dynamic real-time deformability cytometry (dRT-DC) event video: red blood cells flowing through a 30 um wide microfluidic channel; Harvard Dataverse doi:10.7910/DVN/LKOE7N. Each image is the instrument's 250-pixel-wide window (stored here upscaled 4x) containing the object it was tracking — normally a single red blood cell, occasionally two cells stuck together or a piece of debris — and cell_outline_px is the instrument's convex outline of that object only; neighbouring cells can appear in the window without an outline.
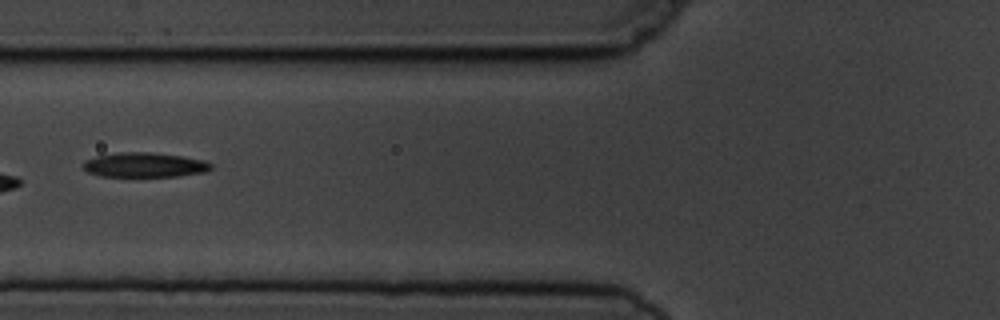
{"species": "common noctule bat (a hibernating species)", "species_latin": "Nyctalus noctula", "temperature_condition": "cold", "stored_images_in_passage": 8, "camera_frame_rate_fps": 3000, "um_per_image_px": 0.085, "animal": {"sex": "male", "body_mass_g": 19.5, "forearm_length_mm": 54.6}, "frame": {"image": 1, "passage_image": 7, "time_ms": 7.0, "image_size_px": [1000, 320], "cell_outline_px": [[212, 168], [208, 172], [180, 176], [100, 176], [88, 172], [80, 164], [84, 160], [96, 156], [120, 152], [148, 152], [180, 156], [204, 160], [212, 164]], "centroid_in_image_um": [12.28, 14.02], "position_along_channel_um": 113.5, "area_um2": 18.44}}
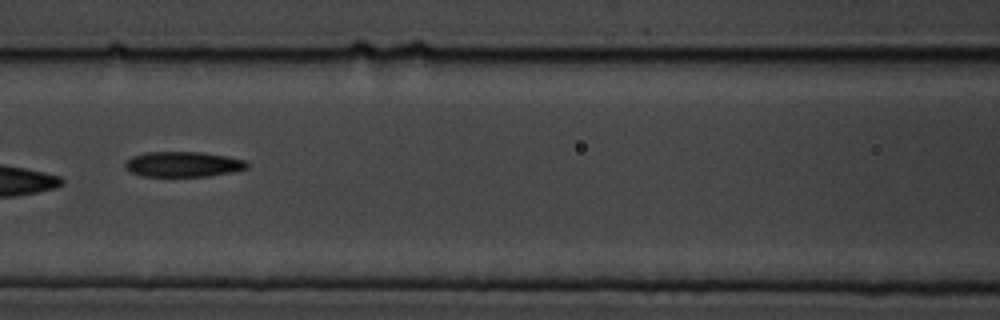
{"frame": {"image": 2, "passage_image": 8, "time_ms": 8.0, "image_size_px": [1000, 320], "cell_outline_px": [[248, 168], [232, 172], [208, 176], [140, 176], [132, 172], [124, 164], [132, 156], [148, 152], [200, 152], [224, 156], [244, 160], [248, 164]], "centroid_in_image_um": [15.57, 13.96], "position_along_channel_um": 151.0, "area_um2": 17.69}}